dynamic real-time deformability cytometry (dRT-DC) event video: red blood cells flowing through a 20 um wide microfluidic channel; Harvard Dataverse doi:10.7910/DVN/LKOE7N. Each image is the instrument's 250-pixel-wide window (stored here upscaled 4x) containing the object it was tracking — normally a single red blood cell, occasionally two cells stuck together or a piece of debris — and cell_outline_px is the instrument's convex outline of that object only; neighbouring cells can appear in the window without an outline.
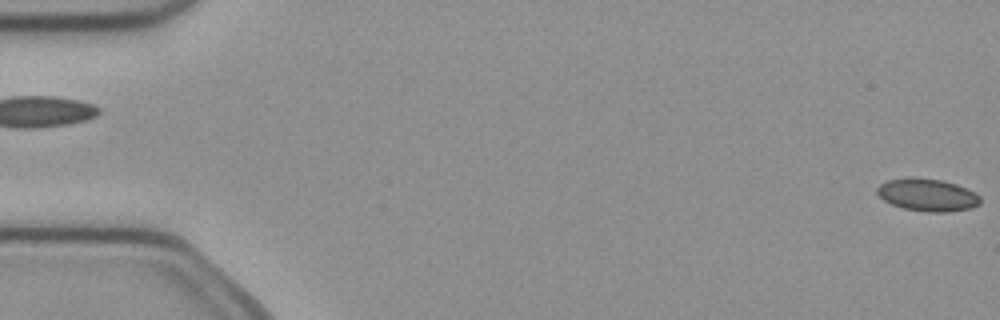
{"species": "common noctule bat (a hibernating species)", "species_latin": "Nyctalus noctula", "temperature_condition": "cold", "stored_images_in_passage": 4, "segment_of_instrument_passage": [2, 2], "camera_frame_rate_fps": 3000, "um_per_image_px": 0.085, "animal": {"sex": "female", "body_mass_g": 21.9}, "frame": {"image": 1, "passage_image": 4, "time_ms": 1.0, "image_size_px": [1000, 320], "cell_outline_px": [[980, 204], [972, 208], [948, 212], [928, 212], [904, 208], [892, 204], [884, 200], [876, 192], [876, 188], [880, 184], [888, 180], [944, 180], [956, 184], [976, 192], [980, 196]], "centroid_in_image_um": [78.9, 16.61], "position_along_channel_um": 6.1, "area_um2": 18.96}}